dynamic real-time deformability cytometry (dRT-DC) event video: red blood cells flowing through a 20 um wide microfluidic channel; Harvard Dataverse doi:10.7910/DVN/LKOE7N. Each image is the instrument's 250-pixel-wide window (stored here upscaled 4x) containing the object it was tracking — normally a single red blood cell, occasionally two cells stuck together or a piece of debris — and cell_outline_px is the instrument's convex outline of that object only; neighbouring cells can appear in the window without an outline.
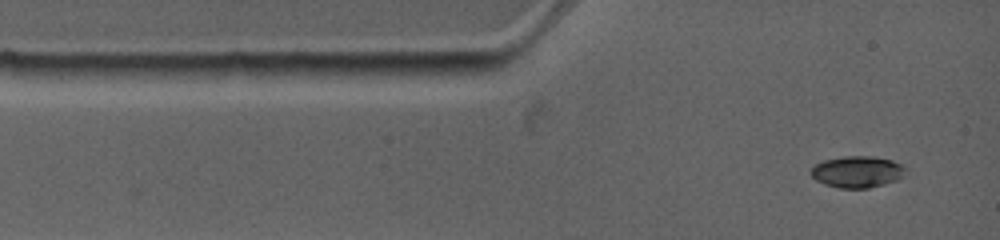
{"species": "common noctule bat (a hibernating species)", "species_latin": "Nyctalus noctula", "temperature_condition": "warm", "stored_images_in_passage": 3, "camera_frame_rate_fps": 4500, "um_per_image_px": 0.085, "animal": {"sex": "female", "body_mass_g": 19.0, "forearm_length_mm": 53.3}, "frame": {"image": 1, "passage_image": 1, "time_ms": 0.0, "image_size_px": [1000, 240], "cell_outline_px": [[904, 168], [900, 176], [896, 180], [884, 184], [868, 188], [840, 188], [824, 184], [816, 180], [808, 172], [816, 164], [824, 160], [844, 156], [872, 156], [892, 160], [900, 164]], "centroid_in_image_um": [72.8, 14.6], "position_along_channel_um": 12.2, "area_um2": 17.17}}
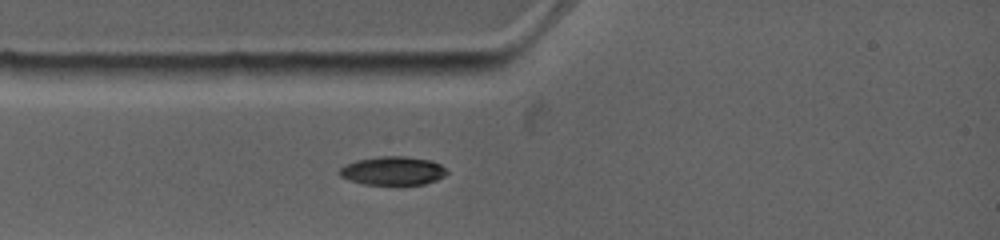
{"frame": {"image": 2, "passage_image": 3, "time_ms": 1.778, "image_size_px": [1000, 240], "cell_outline_px": [[448, 172], [444, 176], [436, 180], [424, 184], [364, 184], [340, 176], [336, 172], [344, 164], [356, 160], [380, 156], [404, 156], [432, 160], [440, 164]], "centroid_in_image_um": [33.37, 14.5], "position_along_channel_um": 51.6, "area_um2": 17.86}}